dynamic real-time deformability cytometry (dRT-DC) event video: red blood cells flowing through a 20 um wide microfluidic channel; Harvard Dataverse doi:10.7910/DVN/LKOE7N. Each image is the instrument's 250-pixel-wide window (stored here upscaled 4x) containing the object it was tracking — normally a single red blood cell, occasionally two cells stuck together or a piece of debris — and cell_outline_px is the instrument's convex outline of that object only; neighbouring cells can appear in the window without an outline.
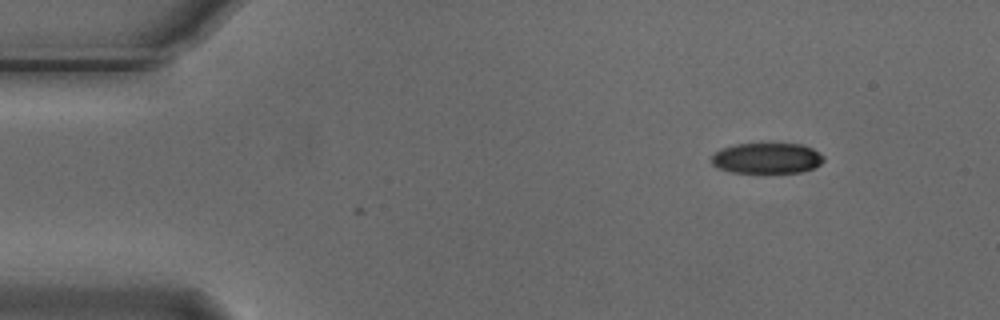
{"species": "Egyptian fruit bat (a non-hibernating species)", "species_latin": "Rousettus aegyptiacus", "temperature_condition": "cold", "stored_images_in_passage": 9, "camera_frame_rate_fps": 3000, "um_per_image_px": 0.085, "animal": {"sex": "male"}, "frame": {"image": 1, "passage_image": 1, "time_ms": 0.0, "image_size_px": [1000, 320], "cell_outline_px": [[824, 160], [820, 164], [812, 168], [800, 172], [764, 176], [732, 172], [716, 168], [712, 164], [712, 156], [720, 148], [736, 144], [804, 144], [820, 152], [824, 156]], "centroid_in_image_um": [65.18, 13.5], "position_along_channel_um": 19.8, "area_um2": 20.98}}
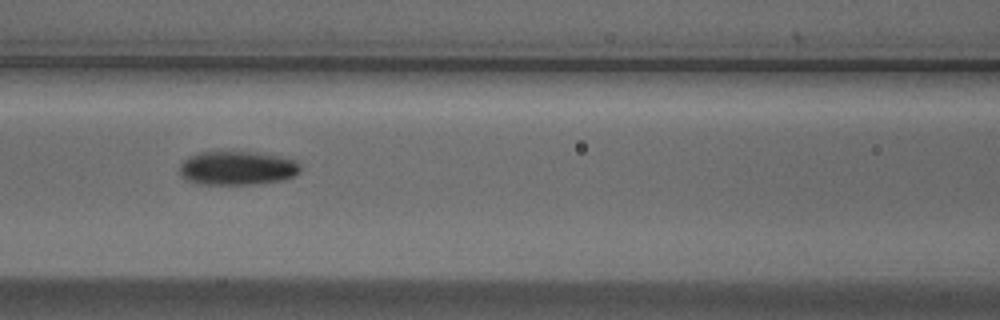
{"frame": {"image": 2, "passage_image": 6, "time_ms": 1.667, "image_size_px": [1000, 320], "cell_outline_px": [[300, 172], [296, 176], [284, 180], [256, 184], [200, 184], [184, 180], [180, 176], [180, 164], [188, 156], [200, 152], [252, 152], [280, 156], [296, 160], [300, 164]], "centroid_in_image_um": [20.17, 14.3], "position_along_channel_um": 146.4, "area_um2": 24.1}}
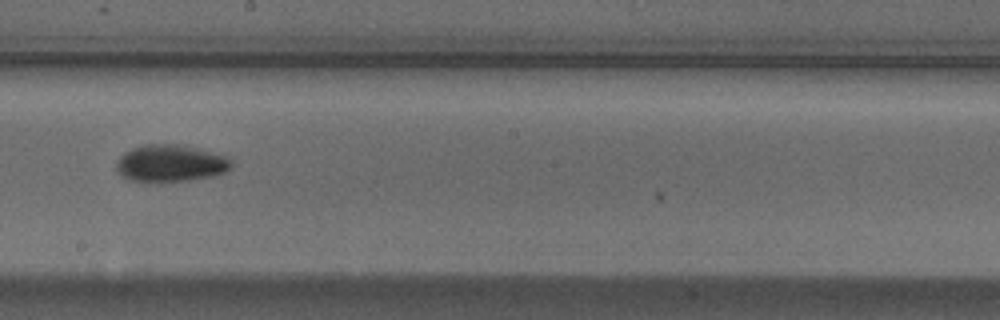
{"frame": {"image": 3, "passage_image": 8, "time_ms": 2.333, "image_size_px": [1000, 320], "cell_outline_px": [[232, 168], [228, 172], [216, 176], [188, 180], [132, 180], [124, 176], [116, 168], [116, 160], [124, 152], [132, 148], [144, 144], [180, 144], [200, 148], [228, 156], [232, 160]], "centroid_in_image_um": [14.58, 13.84], "position_along_channel_um": 233.6, "area_um2": 24.85}}